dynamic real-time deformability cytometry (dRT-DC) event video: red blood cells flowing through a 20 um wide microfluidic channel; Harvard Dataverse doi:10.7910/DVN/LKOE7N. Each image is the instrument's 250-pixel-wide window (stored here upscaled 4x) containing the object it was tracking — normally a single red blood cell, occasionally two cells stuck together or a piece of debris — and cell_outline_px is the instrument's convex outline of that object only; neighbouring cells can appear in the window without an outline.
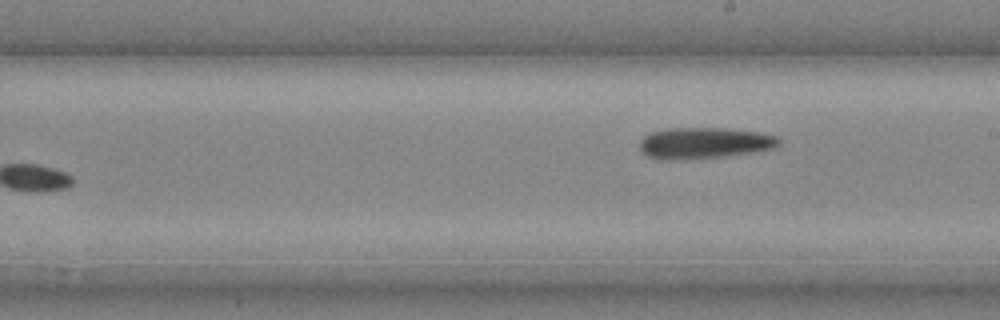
{"species": "common noctule bat (a hibernating species)", "species_latin": "Nyctalus noctula", "temperature_condition": "cold", "stored_images_in_passage": 16, "camera_frame_rate_fps": 3000, "um_per_image_px": 0.085, "animal": {"sex": "male", "body_mass_g": 20.4}, "frame": {"image": 1, "passage_image": 16, "time_ms": 5.0, "image_size_px": [1000, 320], "cell_outline_px": [[780, 144], [776, 148], [728, 156], [680, 160], [656, 160], [648, 156], [640, 148], [640, 140], [644, 136], [652, 132], [668, 128], [724, 128], [760, 132], [776, 136], [780, 140]], "centroid_in_image_um": [59.87, 12.17], "position_along_channel_um": 229.1, "area_um2": 25.55}}